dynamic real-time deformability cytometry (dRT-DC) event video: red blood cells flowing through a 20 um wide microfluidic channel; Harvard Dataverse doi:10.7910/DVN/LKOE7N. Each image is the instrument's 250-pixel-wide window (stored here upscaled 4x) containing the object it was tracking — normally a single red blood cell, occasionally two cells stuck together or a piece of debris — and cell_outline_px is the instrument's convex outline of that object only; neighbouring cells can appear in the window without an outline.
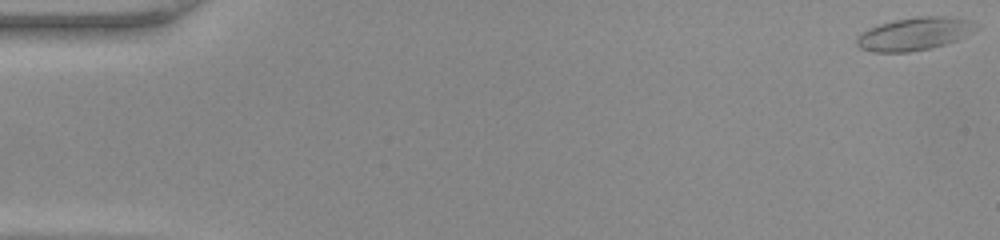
{"species": "common noctule bat (a hibernating species)", "species_latin": "Nyctalus noctula", "temperature_condition": "warm", "stored_images_in_passage": 48, "camera_frame_rate_fps": 3000, "um_per_image_px": 0.085, "animal": {"sex": "female", "body_mass_g": 22.0, "forearm_length_mm": 56.7}, "frame": {"image": 1, "passage_image": 1, "time_ms": 0.0, "image_size_px": [1000, 240], "cell_outline_px": [[980, 28], [956, 40], [932, 48], [908, 52], [872, 52], [860, 48], [856, 44], [856, 36], [860, 32], [868, 28], [880, 24], [896, 20], [916, 16], [944, 16], [972, 20]], "centroid_in_image_um": [77.71, 2.87], "position_along_channel_um": 7.3, "area_um2": 23.0}}
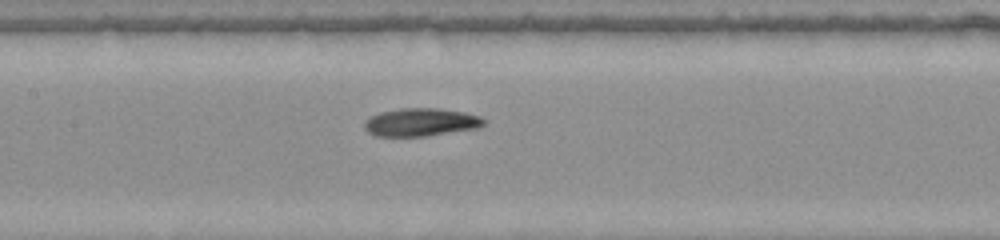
{"frame": {"image": 2, "passage_image": 23, "time_ms": 7.333, "image_size_px": [1000, 240], "cell_outline_px": [[484, 124], [476, 128], [428, 136], [376, 136], [368, 132], [364, 128], [364, 120], [380, 112], [400, 108], [436, 108], [464, 112], [480, 116], [484, 120]], "centroid_in_image_um": [35.74, 10.39], "position_along_channel_um": 171.7, "area_um2": 19.42}}
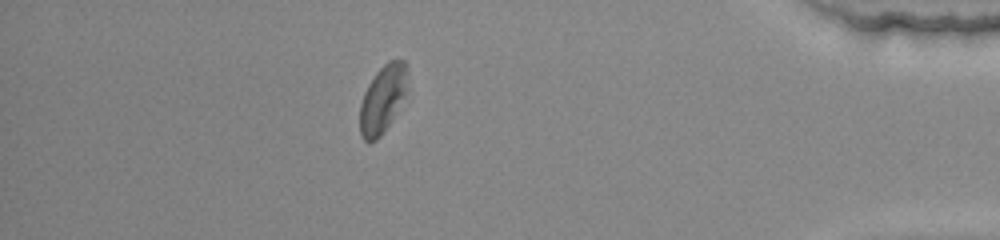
{"frame": {"image": 3, "passage_image": 42, "time_ms": 13.667, "image_size_px": [1000, 240], "cell_outline_px": [[404, 92], [388, 124], [380, 136], [376, 140], [368, 144], [360, 136], [360, 104], [364, 92], [368, 84], [376, 72], [388, 60], [404, 60]], "centroid_in_image_um": [32.41, 8.47], "position_along_channel_um": 402.8, "area_um2": 17.74}}